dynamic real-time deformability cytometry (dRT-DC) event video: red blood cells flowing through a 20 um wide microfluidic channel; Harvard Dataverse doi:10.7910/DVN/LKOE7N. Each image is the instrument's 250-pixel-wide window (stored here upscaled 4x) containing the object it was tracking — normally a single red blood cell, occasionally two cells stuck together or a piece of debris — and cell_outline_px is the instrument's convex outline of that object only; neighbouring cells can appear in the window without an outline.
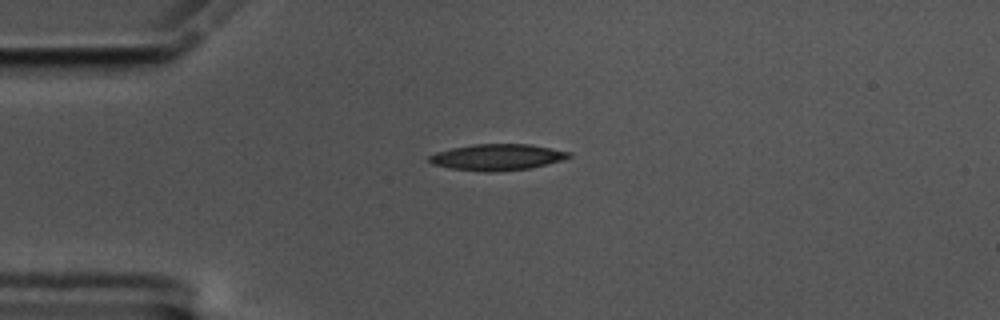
{"species": "common noctule bat (a hibernating species)", "species_latin": "Nyctalus noctula", "temperature_condition": "cold", "stored_images_in_passage": 44, "camera_frame_rate_fps": 3000, "um_per_image_px": 0.085, "animal": {"sex": "male", "body_mass_g": 17.5, "forearm_length_mm": 52.3}, "frame": {"image": 1, "passage_image": 1, "time_ms": 0.0, "image_size_px": [1000, 320], "cell_outline_px": [[572, 156], [564, 160], [528, 168], [496, 172], [484, 172], [448, 168], [432, 164], [428, 160], [428, 156], [436, 152], [452, 148], [472, 144], [528, 144], [572, 152]], "centroid_in_image_um": [42.25, 13.36], "position_along_channel_um": 42.8, "area_um2": 21.44}}
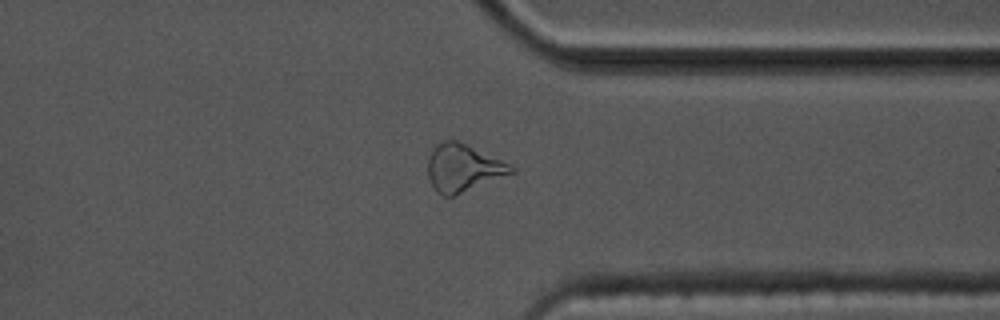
{"frame": {"image": 2, "passage_image": 31, "time_ms": 10.0, "image_size_px": [1000, 320], "cell_outline_px": [[516, 172], [456, 196], [444, 196], [436, 192], [428, 176], [428, 156], [432, 148], [436, 144], [444, 140], [456, 140], [500, 160], [516, 168]], "centroid_in_image_um": [39.34, 14.3], "position_along_channel_um": 372.1, "area_um2": 23.0}}
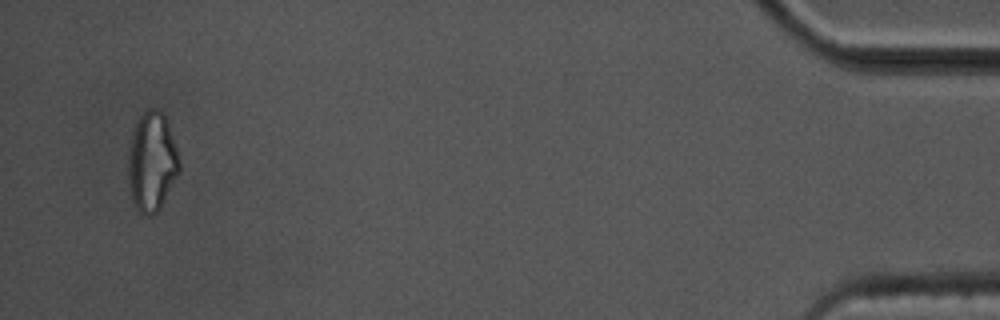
{"frame": {"image": 3, "passage_image": 42, "time_ms": 13.667, "image_size_px": [1000, 320], "cell_outline_px": [[180, 172], [160, 208], [152, 216], [144, 216], [132, 204], [128, 176], [128, 152], [132, 132], [136, 120], [148, 108], [156, 108], [164, 112], [180, 160]], "centroid_in_image_um": [12.9, 13.76], "position_along_channel_um": 422.3, "area_um2": 29.94}, "authors_computed_cell_mechanics": {"area_um2": 21.1837, "velocity_mm_per_s": 3.5272, "shape_relaxation_time_tau1_ms": null, "shape_relaxation_time_tau2_ms": 7.5778, "deformation_change_tau1": null, "deformation_change_tau2": 0.1928}}